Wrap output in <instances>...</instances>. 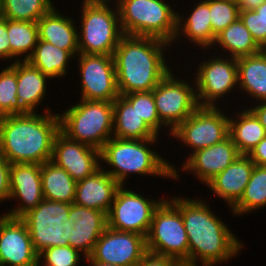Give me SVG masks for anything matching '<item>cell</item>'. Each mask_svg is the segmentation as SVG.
I'll return each instance as SVG.
<instances>
[{"label":"cell","mask_w":266,"mask_h":266,"mask_svg":"<svg viewBox=\"0 0 266 266\" xmlns=\"http://www.w3.org/2000/svg\"><path fill=\"white\" fill-rule=\"evenodd\" d=\"M169 200L183 218L189 243V266L226 264L241 254L244 243L224 220L214 214L207 201L189 196H171Z\"/></svg>","instance_id":"cell-1"},{"label":"cell","mask_w":266,"mask_h":266,"mask_svg":"<svg viewBox=\"0 0 266 266\" xmlns=\"http://www.w3.org/2000/svg\"><path fill=\"white\" fill-rule=\"evenodd\" d=\"M0 117V154L9 164H43L50 161L60 117L49 108Z\"/></svg>","instance_id":"cell-2"},{"label":"cell","mask_w":266,"mask_h":266,"mask_svg":"<svg viewBox=\"0 0 266 266\" xmlns=\"http://www.w3.org/2000/svg\"><path fill=\"white\" fill-rule=\"evenodd\" d=\"M169 46L159 38L124 34L112 55L119 95L152 91L172 69L165 57Z\"/></svg>","instance_id":"cell-3"},{"label":"cell","mask_w":266,"mask_h":266,"mask_svg":"<svg viewBox=\"0 0 266 266\" xmlns=\"http://www.w3.org/2000/svg\"><path fill=\"white\" fill-rule=\"evenodd\" d=\"M156 142L159 143L158 139L132 140L112 137L100 150L101 167L121 186L126 185V188L129 187L127 180L131 174L132 177L138 174L142 177L147 175L173 179V172L177 167L167 161L164 155L161 157V153L151 149ZM103 162L109 166H103Z\"/></svg>","instance_id":"cell-4"},{"label":"cell","mask_w":266,"mask_h":266,"mask_svg":"<svg viewBox=\"0 0 266 266\" xmlns=\"http://www.w3.org/2000/svg\"><path fill=\"white\" fill-rule=\"evenodd\" d=\"M82 1L77 27L79 53L113 55L124 35L115 1Z\"/></svg>","instance_id":"cell-5"},{"label":"cell","mask_w":266,"mask_h":266,"mask_svg":"<svg viewBox=\"0 0 266 266\" xmlns=\"http://www.w3.org/2000/svg\"><path fill=\"white\" fill-rule=\"evenodd\" d=\"M124 34L148 36L173 43L177 9L167 0H114ZM172 6V7H171Z\"/></svg>","instance_id":"cell-6"},{"label":"cell","mask_w":266,"mask_h":266,"mask_svg":"<svg viewBox=\"0 0 266 266\" xmlns=\"http://www.w3.org/2000/svg\"><path fill=\"white\" fill-rule=\"evenodd\" d=\"M58 113L60 130L98 150L113 137V102L81 100Z\"/></svg>","instance_id":"cell-7"},{"label":"cell","mask_w":266,"mask_h":266,"mask_svg":"<svg viewBox=\"0 0 266 266\" xmlns=\"http://www.w3.org/2000/svg\"><path fill=\"white\" fill-rule=\"evenodd\" d=\"M147 252L189 266V243L180 210L168 197L155 210L146 237Z\"/></svg>","instance_id":"cell-8"},{"label":"cell","mask_w":266,"mask_h":266,"mask_svg":"<svg viewBox=\"0 0 266 266\" xmlns=\"http://www.w3.org/2000/svg\"><path fill=\"white\" fill-rule=\"evenodd\" d=\"M71 204L43 199L21 219L27 225L33 248L41 251L55 246H68V224Z\"/></svg>","instance_id":"cell-9"},{"label":"cell","mask_w":266,"mask_h":266,"mask_svg":"<svg viewBox=\"0 0 266 266\" xmlns=\"http://www.w3.org/2000/svg\"><path fill=\"white\" fill-rule=\"evenodd\" d=\"M171 71L152 90L160 121L171 132L198 107L195 81L182 79ZM175 74V75H174ZM177 76V77H176ZM192 81V82H190Z\"/></svg>","instance_id":"cell-10"},{"label":"cell","mask_w":266,"mask_h":266,"mask_svg":"<svg viewBox=\"0 0 266 266\" xmlns=\"http://www.w3.org/2000/svg\"><path fill=\"white\" fill-rule=\"evenodd\" d=\"M225 113L219 106H199L170 136L191 153L220 143L229 136V115Z\"/></svg>","instance_id":"cell-11"},{"label":"cell","mask_w":266,"mask_h":266,"mask_svg":"<svg viewBox=\"0 0 266 266\" xmlns=\"http://www.w3.org/2000/svg\"><path fill=\"white\" fill-rule=\"evenodd\" d=\"M147 196L120 186L107 214V226L117 231L132 232L147 237L154 212L166 199L155 200L151 199L150 195Z\"/></svg>","instance_id":"cell-12"},{"label":"cell","mask_w":266,"mask_h":266,"mask_svg":"<svg viewBox=\"0 0 266 266\" xmlns=\"http://www.w3.org/2000/svg\"><path fill=\"white\" fill-rule=\"evenodd\" d=\"M211 57L199 62L193 78L198 105L218 107L238 88L237 59L218 54Z\"/></svg>","instance_id":"cell-13"},{"label":"cell","mask_w":266,"mask_h":266,"mask_svg":"<svg viewBox=\"0 0 266 266\" xmlns=\"http://www.w3.org/2000/svg\"><path fill=\"white\" fill-rule=\"evenodd\" d=\"M77 56L80 99L113 102L119 96L113 56L83 53Z\"/></svg>","instance_id":"cell-14"},{"label":"cell","mask_w":266,"mask_h":266,"mask_svg":"<svg viewBox=\"0 0 266 266\" xmlns=\"http://www.w3.org/2000/svg\"><path fill=\"white\" fill-rule=\"evenodd\" d=\"M147 253L146 237L109 228L95 243L90 257L105 264L136 266Z\"/></svg>","instance_id":"cell-15"},{"label":"cell","mask_w":266,"mask_h":266,"mask_svg":"<svg viewBox=\"0 0 266 266\" xmlns=\"http://www.w3.org/2000/svg\"><path fill=\"white\" fill-rule=\"evenodd\" d=\"M239 155L236 145L228 136L220 143L188 154L181 168L175 169L173 172V179L171 180H179L181 176L179 171H185V173L193 174L200 183L206 185L217 174L225 170Z\"/></svg>","instance_id":"cell-16"},{"label":"cell","mask_w":266,"mask_h":266,"mask_svg":"<svg viewBox=\"0 0 266 266\" xmlns=\"http://www.w3.org/2000/svg\"><path fill=\"white\" fill-rule=\"evenodd\" d=\"M51 161L63 168L76 182L101 167L100 150L70 139L61 130L55 136Z\"/></svg>","instance_id":"cell-17"},{"label":"cell","mask_w":266,"mask_h":266,"mask_svg":"<svg viewBox=\"0 0 266 266\" xmlns=\"http://www.w3.org/2000/svg\"><path fill=\"white\" fill-rule=\"evenodd\" d=\"M9 201H17L14 208L4 214L13 218H21L29 210L34 209L43 199L41 164H10ZM19 204V205H18Z\"/></svg>","instance_id":"cell-18"},{"label":"cell","mask_w":266,"mask_h":266,"mask_svg":"<svg viewBox=\"0 0 266 266\" xmlns=\"http://www.w3.org/2000/svg\"><path fill=\"white\" fill-rule=\"evenodd\" d=\"M38 264L27 225L21 218L0 215V266Z\"/></svg>","instance_id":"cell-19"},{"label":"cell","mask_w":266,"mask_h":266,"mask_svg":"<svg viewBox=\"0 0 266 266\" xmlns=\"http://www.w3.org/2000/svg\"><path fill=\"white\" fill-rule=\"evenodd\" d=\"M68 217L73 223L68 224L69 246L85 257L90 256L95 243L107 227V214L72 203Z\"/></svg>","instance_id":"cell-20"},{"label":"cell","mask_w":266,"mask_h":266,"mask_svg":"<svg viewBox=\"0 0 266 266\" xmlns=\"http://www.w3.org/2000/svg\"><path fill=\"white\" fill-rule=\"evenodd\" d=\"M255 164L247 155H239L225 170L212 178L206 186L212 194L232 208L241 198Z\"/></svg>","instance_id":"cell-21"},{"label":"cell","mask_w":266,"mask_h":266,"mask_svg":"<svg viewBox=\"0 0 266 266\" xmlns=\"http://www.w3.org/2000/svg\"><path fill=\"white\" fill-rule=\"evenodd\" d=\"M177 12V33L171 45L178 43L184 37L187 43L190 41V44L200 47L202 52L207 49L205 52L207 54L216 39L210 21L209 0H197L188 16L181 14L179 10Z\"/></svg>","instance_id":"cell-22"},{"label":"cell","mask_w":266,"mask_h":266,"mask_svg":"<svg viewBox=\"0 0 266 266\" xmlns=\"http://www.w3.org/2000/svg\"><path fill=\"white\" fill-rule=\"evenodd\" d=\"M121 185L100 167L92 175L77 181L74 203L108 214Z\"/></svg>","instance_id":"cell-23"},{"label":"cell","mask_w":266,"mask_h":266,"mask_svg":"<svg viewBox=\"0 0 266 266\" xmlns=\"http://www.w3.org/2000/svg\"><path fill=\"white\" fill-rule=\"evenodd\" d=\"M54 6L38 21L39 40L46 41L61 49L68 51L73 57L79 54L78 32L73 18L61 14Z\"/></svg>","instance_id":"cell-24"},{"label":"cell","mask_w":266,"mask_h":266,"mask_svg":"<svg viewBox=\"0 0 266 266\" xmlns=\"http://www.w3.org/2000/svg\"><path fill=\"white\" fill-rule=\"evenodd\" d=\"M10 66L17 74V97L21 105L28 112H38L41 102L46 100L44 98L47 96L46 88L50 84V78L25 60L14 62Z\"/></svg>","instance_id":"cell-25"},{"label":"cell","mask_w":266,"mask_h":266,"mask_svg":"<svg viewBox=\"0 0 266 266\" xmlns=\"http://www.w3.org/2000/svg\"><path fill=\"white\" fill-rule=\"evenodd\" d=\"M238 89L256 103L266 101V50L237 59Z\"/></svg>","instance_id":"cell-26"},{"label":"cell","mask_w":266,"mask_h":266,"mask_svg":"<svg viewBox=\"0 0 266 266\" xmlns=\"http://www.w3.org/2000/svg\"><path fill=\"white\" fill-rule=\"evenodd\" d=\"M113 137L120 139H159L123 96L113 101Z\"/></svg>","instance_id":"cell-27"},{"label":"cell","mask_w":266,"mask_h":266,"mask_svg":"<svg viewBox=\"0 0 266 266\" xmlns=\"http://www.w3.org/2000/svg\"><path fill=\"white\" fill-rule=\"evenodd\" d=\"M239 109L236 114L233 112L234 118L229 116L228 135L236 145L239 154L248 155L266 136V131L249 108H244L242 111L241 108Z\"/></svg>","instance_id":"cell-28"},{"label":"cell","mask_w":266,"mask_h":266,"mask_svg":"<svg viewBox=\"0 0 266 266\" xmlns=\"http://www.w3.org/2000/svg\"><path fill=\"white\" fill-rule=\"evenodd\" d=\"M221 48L224 52L220 55L229 56L231 58H241L257 54L263 49L256 43L250 31L245 27L243 22L238 18L227 28L216 35L212 49ZM229 54V55H228Z\"/></svg>","instance_id":"cell-29"},{"label":"cell","mask_w":266,"mask_h":266,"mask_svg":"<svg viewBox=\"0 0 266 266\" xmlns=\"http://www.w3.org/2000/svg\"><path fill=\"white\" fill-rule=\"evenodd\" d=\"M41 181L44 199L74 203L77 182L51 160L41 164Z\"/></svg>","instance_id":"cell-30"},{"label":"cell","mask_w":266,"mask_h":266,"mask_svg":"<svg viewBox=\"0 0 266 266\" xmlns=\"http://www.w3.org/2000/svg\"><path fill=\"white\" fill-rule=\"evenodd\" d=\"M75 59L68 51L38 39L32 56L27 60L50 80H60L69 72V63ZM68 70V71H67Z\"/></svg>","instance_id":"cell-31"},{"label":"cell","mask_w":266,"mask_h":266,"mask_svg":"<svg viewBox=\"0 0 266 266\" xmlns=\"http://www.w3.org/2000/svg\"><path fill=\"white\" fill-rule=\"evenodd\" d=\"M266 207V166L255 165L240 200L229 210L232 216L256 212ZM241 215V216H240Z\"/></svg>","instance_id":"cell-32"},{"label":"cell","mask_w":266,"mask_h":266,"mask_svg":"<svg viewBox=\"0 0 266 266\" xmlns=\"http://www.w3.org/2000/svg\"><path fill=\"white\" fill-rule=\"evenodd\" d=\"M7 32L13 63L20 60L27 61L32 56L39 39L37 23L7 19Z\"/></svg>","instance_id":"cell-33"},{"label":"cell","mask_w":266,"mask_h":266,"mask_svg":"<svg viewBox=\"0 0 266 266\" xmlns=\"http://www.w3.org/2000/svg\"><path fill=\"white\" fill-rule=\"evenodd\" d=\"M53 3V0H2L1 17L37 23L54 7Z\"/></svg>","instance_id":"cell-34"},{"label":"cell","mask_w":266,"mask_h":266,"mask_svg":"<svg viewBox=\"0 0 266 266\" xmlns=\"http://www.w3.org/2000/svg\"><path fill=\"white\" fill-rule=\"evenodd\" d=\"M0 71V117L29 113L17 97V74L8 64Z\"/></svg>","instance_id":"cell-35"},{"label":"cell","mask_w":266,"mask_h":266,"mask_svg":"<svg viewBox=\"0 0 266 266\" xmlns=\"http://www.w3.org/2000/svg\"><path fill=\"white\" fill-rule=\"evenodd\" d=\"M143 119V121L159 136L166 126L160 121L152 91L133 92L122 95ZM163 128V129H161Z\"/></svg>","instance_id":"cell-36"},{"label":"cell","mask_w":266,"mask_h":266,"mask_svg":"<svg viewBox=\"0 0 266 266\" xmlns=\"http://www.w3.org/2000/svg\"><path fill=\"white\" fill-rule=\"evenodd\" d=\"M84 258L83 254L69 245L49 247L38 254V266H78Z\"/></svg>","instance_id":"cell-37"},{"label":"cell","mask_w":266,"mask_h":266,"mask_svg":"<svg viewBox=\"0 0 266 266\" xmlns=\"http://www.w3.org/2000/svg\"><path fill=\"white\" fill-rule=\"evenodd\" d=\"M209 10L215 36L239 18L235 0H209Z\"/></svg>","instance_id":"cell-38"},{"label":"cell","mask_w":266,"mask_h":266,"mask_svg":"<svg viewBox=\"0 0 266 266\" xmlns=\"http://www.w3.org/2000/svg\"><path fill=\"white\" fill-rule=\"evenodd\" d=\"M239 18L250 31L256 43L263 50H266V25L262 17L253 10L240 12Z\"/></svg>","instance_id":"cell-39"},{"label":"cell","mask_w":266,"mask_h":266,"mask_svg":"<svg viewBox=\"0 0 266 266\" xmlns=\"http://www.w3.org/2000/svg\"><path fill=\"white\" fill-rule=\"evenodd\" d=\"M10 164L0 154V204L7 202L10 194Z\"/></svg>","instance_id":"cell-40"},{"label":"cell","mask_w":266,"mask_h":266,"mask_svg":"<svg viewBox=\"0 0 266 266\" xmlns=\"http://www.w3.org/2000/svg\"><path fill=\"white\" fill-rule=\"evenodd\" d=\"M0 59L3 61H11V45L9 42V36L7 32V19L0 16ZM12 62V63H11Z\"/></svg>","instance_id":"cell-41"},{"label":"cell","mask_w":266,"mask_h":266,"mask_svg":"<svg viewBox=\"0 0 266 266\" xmlns=\"http://www.w3.org/2000/svg\"><path fill=\"white\" fill-rule=\"evenodd\" d=\"M136 266H183L177 260L147 252Z\"/></svg>","instance_id":"cell-42"},{"label":"cell","mask_w":266,"mask_h":266,"mask_svg":"<svg viewBox=\"0 0 266 266\" xmlns=\"http://www.w3.org/2000/svg\"><path fill=\"white\" fill-rule=\"evenodd\" d=\"M255 165L266 166V136L247 155Z\"/></svg>","instance_id":"cell-43"},{"label":"cell","mask_w":266,"mask_h":266,"mask_svg":"<svg viewBox=\"0 0 266 266\" xmlns=\"http://www.w3.org/2000/svg\"><path fill=\"white\" fill-rule=\"evenodd\" d=\"M250 104L252 106L248 105L249 109L255 114L266 131V101L259 102V104L254 102V105L253 103Z\"/></svg>","instance_id":"cell-44"},{"label":"cell","mask_w":266,"mask_h":266,"mask_svg":"<svg viewBox=\"0 0 266 266\" xmlns=\"http://www.w3.org/2000/svg\"><path fill=\"white\" fill-rule=\"evenodd\" d=\"M237 9L240 12L253 11L258 9L266 0H235Z\"/></svg>","instance_id":"cell-45"},{"label":"cell","mask_w":266,"mask_h":266,"mask_svg":"<svg viewBox=\"0 0 266 266\" xmlns=\"http://www.w3.org/2000/svg\"><path fill=\"white\" fill-rule=\"evenodd\" d=\"M85 262L87 261L88 266H119L114 264H105L99 261L93 260L90 256L84 258Z\"/></svg>","instance_id":"cell-46"},{"label":"cell","mask_w":266,"mask_h":266,"mask_svg":"<svg viewBox=\"0 0 266 266\" xmlns=\"http://www.w3.org/2000/svg\"><path fill=\"white\" fill-rule=\"evenodd\" d=\"M255 11L262 17L266 25V1Z\"/></svg>","instance_id":"cell-47"},{"label":"cell","mask_w":266,"mask_h":266,"mask_svg":"<svg viewBox=\"0 0 266 266\" xmlns=\"http://www.w3.org/2000/svg\"><path fill=\"white\" fill-rule=\"evenodd\" d=\"M13 266H38V264H27V265H13Z\"/></svg>","instance_id":"cell-48"},{"label":"cell","mask_w":266,"mask_h":266,"mask_svg":"<svg viewBox=\"0 0 266 266\" xmlns=\"http://www.w3.org/2000/svg\"><path fill=\"white\" fill-rule=\"evenodd\" d=\"M1 10H2V0H0V16H1Z\"/></svg>","instance_id":"cell-49"}]
</instances>
